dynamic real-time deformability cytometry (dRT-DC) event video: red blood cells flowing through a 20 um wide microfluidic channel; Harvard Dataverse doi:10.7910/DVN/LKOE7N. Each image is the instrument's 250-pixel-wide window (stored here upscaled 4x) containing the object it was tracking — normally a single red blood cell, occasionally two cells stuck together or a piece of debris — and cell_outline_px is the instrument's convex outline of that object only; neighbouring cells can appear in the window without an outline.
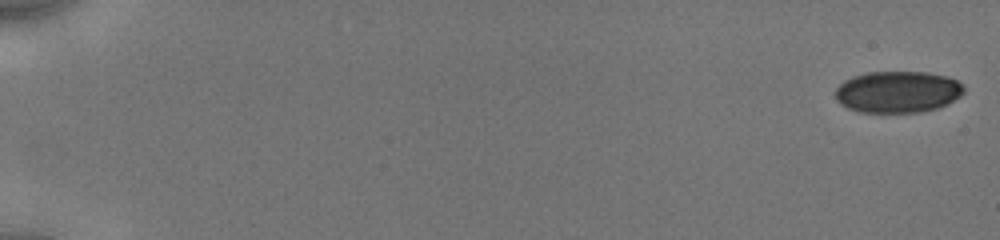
{"species": "human", "species_latin": "Homo sapiens", "temperature_condition": "cold", "stored_images_in_passage": 24, "camera_frame_rate_fps": 3000, "um_per_image_px": 0.085, "donor": {"sex": "male"}, "frame": {"image": 1, "passage_image": 1, "time_ms": 0.0, "image_size_px": [1000, 240], "cell_outline_px": [[964, 92], [960, 96], [948, 104], [936, 108], [920, 112], [860, 112], [848, 108], [840, 104], [836, 100], [836, 88], [844, 80], [852, 76], [868, 72], [928, 72], [948, 76], [956, 80], [964, 88]], "centroid_in_image_um": [76.3, 7.8], "position_along_channel_um": 8.7, "area_um2": 31.27}}
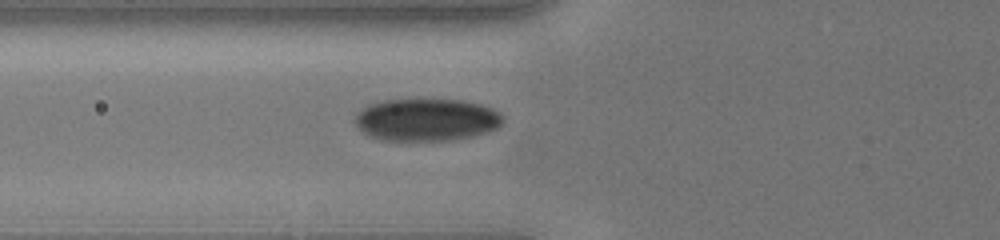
{"frame": {"image": 2, "passage_image": 14, "time_ms": 7.0, "image_size_px": [1000, 240], "cell_outline_px": [[504, 120], [496, 128], [472, 136], [448, 140], [384, 140], [368, 136], [352, 120], [356, 112], [368, 104], [384, 100], [460, 100], [480, 104], [492, 108], [500, 112], [504, 116]], "centroid_in_image_um": [36.22, 10.17], "position_along_channel_um": 89.6, "area_um2": 36.47}}
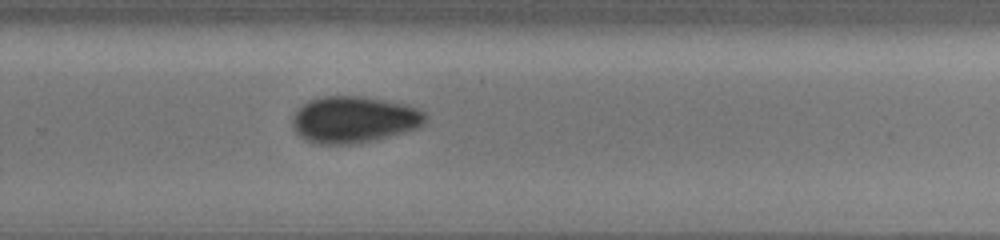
{"frame": {"image": 3, "passage_image": 24, "time_ms": 12.333, "image_size_px": [1000, 240], "cell_outline_px": [[428, 116], [424, 124], [420, 128], [376, 140], [352, 144], [320, 144], [308, 140], [300, 136], [296, 132], [292, 124], [292, 116], [296, 108], [308, 100], [324, 96], [364, 96], [408, 104], [420, 108]], "centroid_in_image_um": [30.12, 10.15], "position_along_channel_um": 299.7, "area_um2": 36.7}}